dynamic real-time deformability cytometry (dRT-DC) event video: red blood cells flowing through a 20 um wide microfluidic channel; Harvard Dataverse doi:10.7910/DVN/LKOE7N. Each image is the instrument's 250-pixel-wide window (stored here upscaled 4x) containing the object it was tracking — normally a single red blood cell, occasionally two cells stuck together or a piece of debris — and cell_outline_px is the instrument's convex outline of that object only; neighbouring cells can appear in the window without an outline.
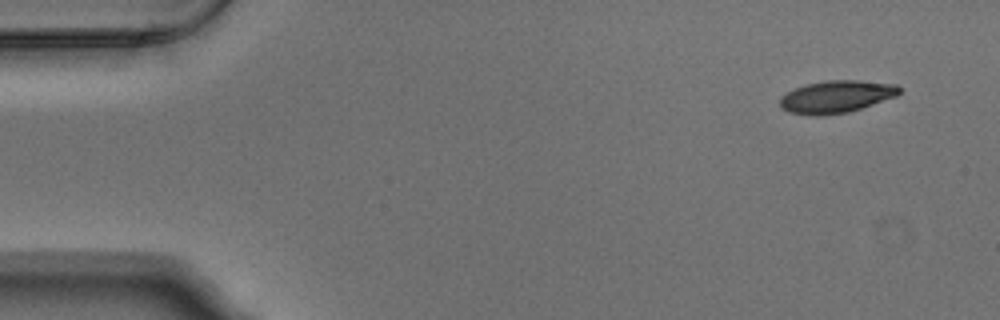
{"species": "Egyptian fruit bat (a non-hibernating species)", "species_latin": "Rousettus aegyptiacus", "temperature_condition": "warm", "stored_images_in_passage": 5, "camera_frame_rate_fps": 3000, "um_per_image_px": 0.085, "animal": {"sex": "male"}, "frame": {"image": 1, "passage_image": 1, "time_ms": 0.0, "image_size_px": [1000, 320], "cell_outline_px": [[900, 92], [896, 96], [848, 112], [820, 116], [808, 116], [788, 112], [780, 108], [780, 96], [796, 88], [808, 84], [828, 80], [860, 80], [896, 84], [900, 88]], "centroid_in_image_um": [71.06, 8.23], "position_along_channel_um": 13.9, "area_um2": 22.48}}
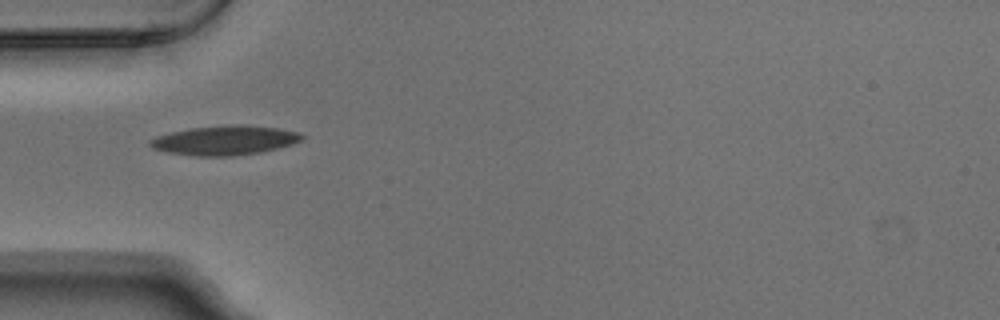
{"frame": {"image": 2, "passage_image": 4, "time_ms": 1.0, "image_size_px": [1000, 320], "cell_outline_px": [[304, 136], [300, 140], [292, 144], [260, 152], [232, 156], [196, 156], [168, 152], [152, 148], [148, 144], [148, 140], [156, 136], [172, 132], [192, 128], [240, 124], [276, 128], [300, 132]], "centroid_in_image_um": [19.08, 11.93], "position_along_channel_um": 65.9, "area_um2": 25.72}}
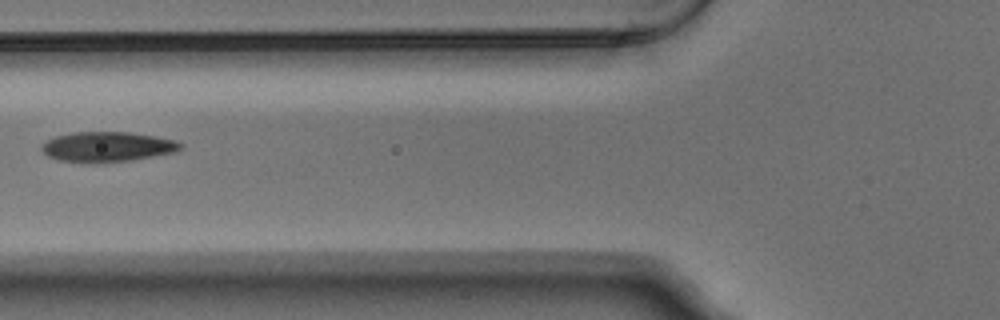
{"frame": {"image": 3, "passage_image": 5, "time_ms": 1.333, "image_size_px": [1000, 320], "cell_outline_px": [[184, 148], [176, 152], [132, 160], [60, 160], [48, 156], [40, 148], [48, 140], [56, 136], [76, 132], [128, 132], [156, 136], [176, 140], [184, 144]], "centroid_in_image_um": [9.24, 12.43], "position_along_channel_um": 116.6, "area_um2": 23.47}}